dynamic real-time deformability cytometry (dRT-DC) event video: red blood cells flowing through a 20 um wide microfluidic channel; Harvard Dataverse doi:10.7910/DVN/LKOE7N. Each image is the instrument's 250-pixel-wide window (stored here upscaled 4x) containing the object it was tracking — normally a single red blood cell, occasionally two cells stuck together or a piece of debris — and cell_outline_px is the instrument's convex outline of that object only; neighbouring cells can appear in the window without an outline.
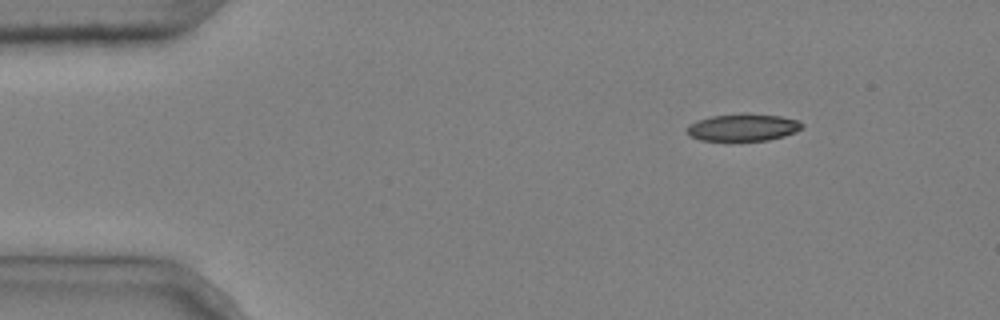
{"species": "common noctule bat (a hibernating species)", "species_latin": "Nyctalus noctula", "temperature_condition": "cold", "stored_images_in_passage": 4, "camera_frame_rate_fps": 3000, "um_per_image_px": 0.085, "animal": {"sex": "male", "body_mass_g": 20.4}, "frame": {"image": 1, "passage_image": 1, "time_ms": 0.0, "image_size_px": [1000, 320], "cell_outline_px": [[804, 128], [796, 132], [784, 136], [768, 140], [700, 140], [688, 136], [688, 124], [696, 120], [712, 116], [744, 112], [748, 112], [780, 116], [800, 120], [804, 124]], "centroid_in_image_um": [63.2, 10.8], "position_along_channel_um": 21.8, "area_um2": 18.61}}
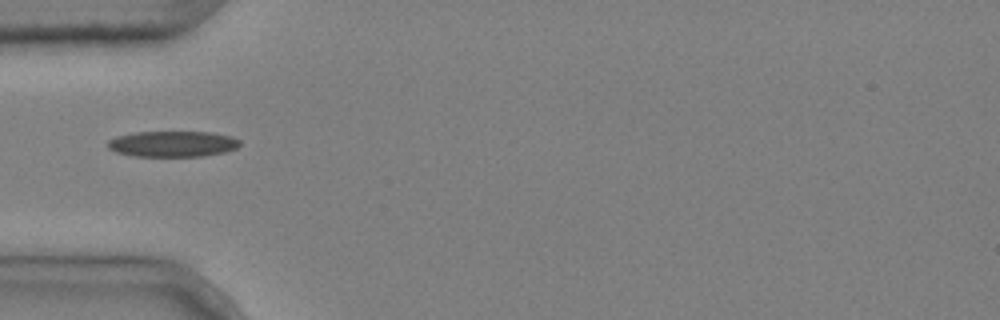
{"frame": {"image": 2, "passage_image": 4, "time_ms": 1.0, "image_size_px": [1000, 320], "cell_outline_px": [[240, 144], [236, 148], [224, 152], [200, 156], [136, 156], [116, 152], [108, 148], [108, 140], [116, 136], [136, 132], [208, 132], [232, 136], [240, 140]], "centroid_in_image_um": [14.67, 12.22], "position_along_channel_um": 70.3, "area_um2": 19.77}}